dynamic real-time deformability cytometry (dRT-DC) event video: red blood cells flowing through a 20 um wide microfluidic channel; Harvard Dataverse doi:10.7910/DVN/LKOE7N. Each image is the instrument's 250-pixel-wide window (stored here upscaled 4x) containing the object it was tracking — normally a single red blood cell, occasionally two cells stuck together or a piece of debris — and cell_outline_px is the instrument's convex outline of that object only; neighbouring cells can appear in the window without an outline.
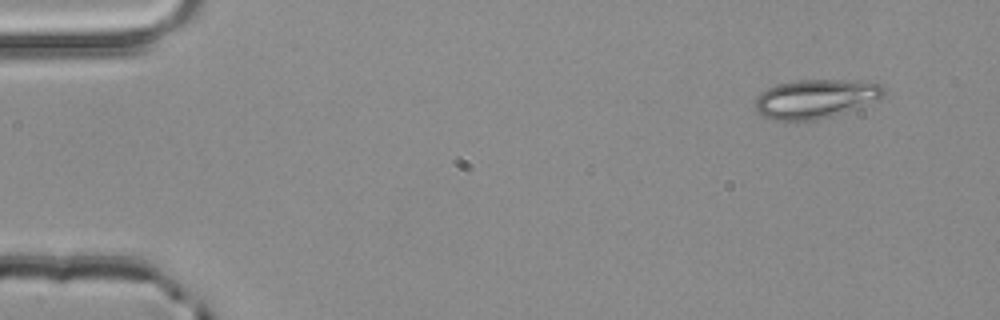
{"species": "common noctule bat (a hibernating species)", "species_latin": "Nyctalus noctula", "temperature_condition": "room temperature", "stored_images_in_passage": 5, "camera_frame_rate_fps": 3000, "um_per_image_px": 0.085, "animal": {"sex": "male", "body_mass_g": 20.4}, "frame": {"image": 1, "passage_image": 5, "time_ms": 1.333, "image_size_px": [1000, 320], "cell_outline_px": [[884, 96], [844, 112], [832, 116], [816, 120], [768, 120], [752, 104], [756, 96], [760, 92], [768, 88], [780, 84], [800, 80], [860, 80], [884, 84]], "centroid_in_image_um": [69.3, 8.39], "position_along_channel_um": 15.7, "area_um2": 29.13}}